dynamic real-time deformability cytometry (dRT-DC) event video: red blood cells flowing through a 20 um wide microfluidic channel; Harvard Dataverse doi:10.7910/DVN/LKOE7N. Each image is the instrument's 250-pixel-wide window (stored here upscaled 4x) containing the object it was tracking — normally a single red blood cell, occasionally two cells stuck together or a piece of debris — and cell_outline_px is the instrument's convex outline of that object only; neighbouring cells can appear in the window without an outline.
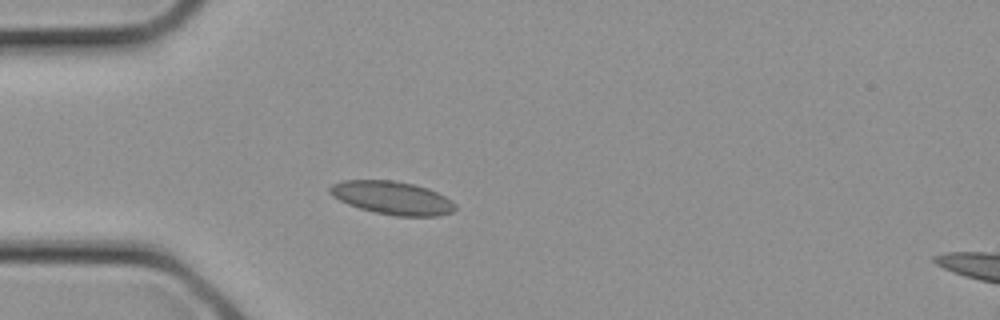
{"species": "common noctule bat (a hibernating species)", "species_latin": "Nyctalus noctula", "temperature_condition": "cold", "stored_images_in_passage": 5, "camera_frame_rate_fps": 3000, "um_per_image_px": 0.085, "animal": {"sex": "female", "body_mass_g": 21.9}, "frame": {"image": 1, "passage_image": 1, "time_ms": 0.0, "image_size_px": [1000, 320], "cell_outline_px": [[456, 208], [452, 212], [436, 216], [396, 216], [376, 212], [360, 208], [348, 204], [332, 196], [328, 192], [328, 188], [332, 184], [344, 180], [392, 180], [412, 184], [428, 188], [452, 200], [456, 204]], "centroid_in_image_um": [33.33, 16.81], "position_along_channel_um": 51.7, "area_um2": 24.16}}
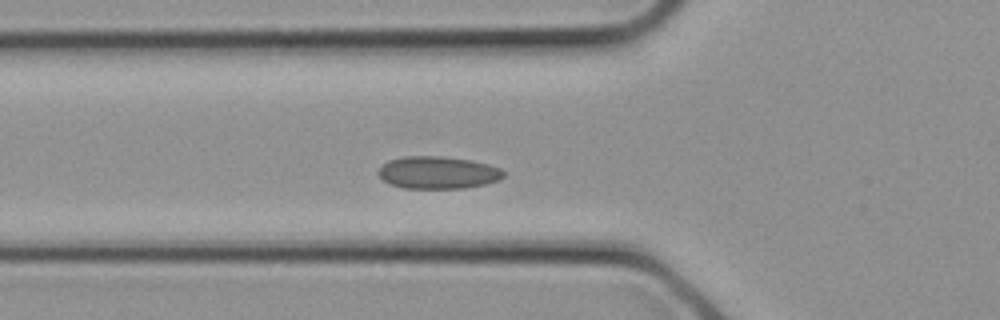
{"frame": {"image": 2, "passage_image": 3, "time_ms": 0.667, "image_size_px": [1000, 320], "cell_outline_px": [[504, 176], [500, 180], [484, 184], [464, 188], [404, 188], [392, 184], [384, 180], [376, 172], [388, 160], [404, 156], [440, 156], [472, 160], [488, 164], [500, 168], [504, 172]], "centroid_in_image_um": [37.23, 14.66], "position_along_channel_um": 88.6, "area_um2": 23.58}}
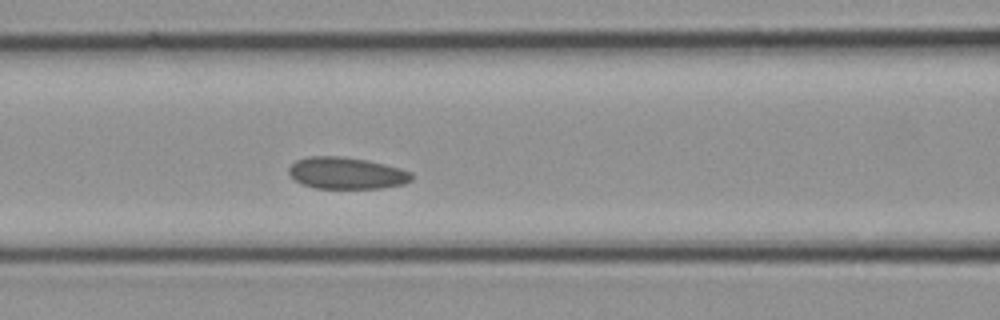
{"frame": {"image": 3, "passage_image": 5, "time_ms": 1.333, "image_size_px": [1000, 320], "cell_outline_px": [[412, 180], [404, 184], [380, 188], [316, 188], [304, 184], [296, 180], [288, 172], [288, 168], [296, 160], [308, 156], [340, 156], [368, 160], [400, 168], [412, 172]], "centroid_in_image_um": [29.47, 14.71], "position_along_channel_um": 137.1, "area_um2": 22.66}}